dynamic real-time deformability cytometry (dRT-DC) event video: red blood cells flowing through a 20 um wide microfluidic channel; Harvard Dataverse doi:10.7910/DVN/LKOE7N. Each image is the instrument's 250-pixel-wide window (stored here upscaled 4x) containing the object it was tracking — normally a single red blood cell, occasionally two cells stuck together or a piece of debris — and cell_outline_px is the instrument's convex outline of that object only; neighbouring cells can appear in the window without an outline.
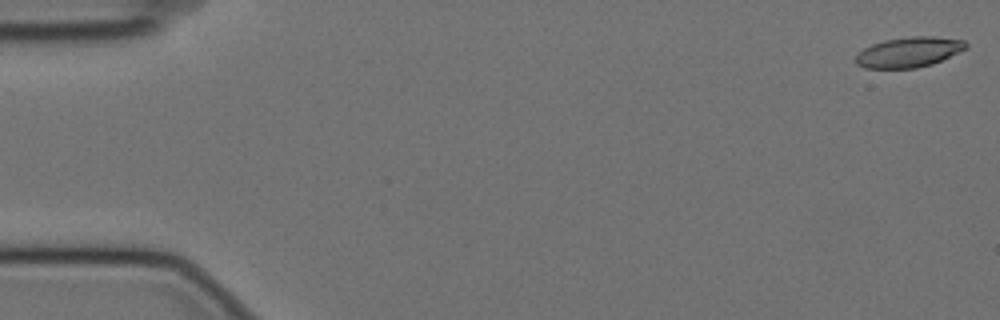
{"species": "Egyptian fruit bat (a non-hibernating species)", "species_latin": "Rousettus aegyptiacus", "temperature_condition": "cold", "stored_images_in_passage": 57, "camera_frame_rate_fps": 3000, "um_per_image_px": 0.085, "animal": {"sex": "female"}, "frame": {"image": 1, "passage_image": 1, "time_ms": 0.0, "image_size_px": [1000, 320], "cell_outline_px": [[968, 48], [932, 64], [916, 68], [864, 68], [856, 64], [856, 56], [864, 48], [872, 44], [884, 40], [908, 36], [932, 36], [964, 40], [968, 44]], "centroid_in_image_um": [77.27, 4.42], "position_along_channel_um": 7.7, "area_um2": 19.42}}
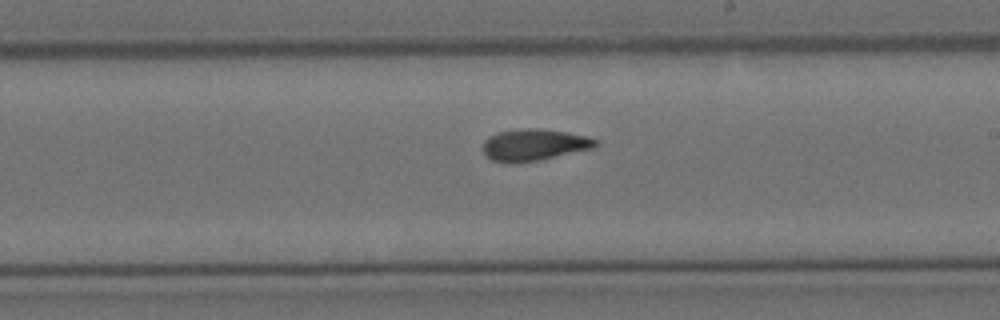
{"frame": {"image": 2, "passage_image": 33, "time_ms": 10.667, "image_size_px": [1000, 320], "cell_outline_px": [[596, 144], [592, 148], [540, 160], [492, 160], [484, 152], [484, 140], [500, 132], [528, 128], [540, 128], [568, 132], [588, 136], [596, 140]], "centroid_in_image_um": [45.47, 12.27], "position_along_channel_um": 243.5, "area_um2": 19.83}}
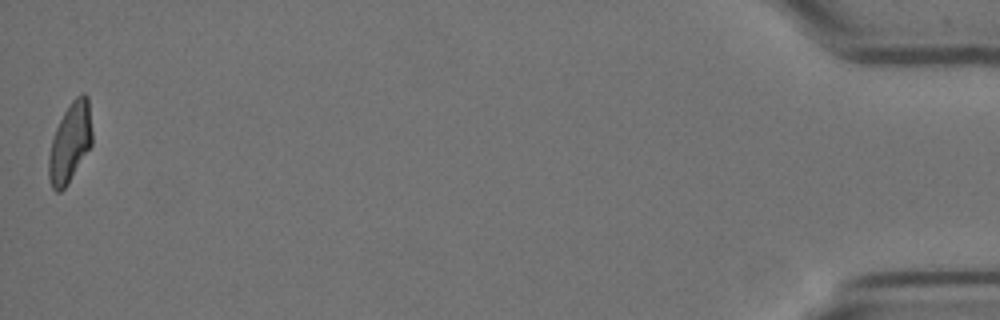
{"frame": {"image": 3, "passage_image": 57, "time_ms": 18.667, "image_size_px": [1000, 320], "cell_outline_px": [[92, 144], [68, 184], [60, 192], [56, 192], [52, 188], [48, 176], [48, 156], [52, 140], [56, 128], [64, 112], [72, 100], [80, 92], [84, 92], [88, 96], [92, 132]], "centroid_in_image_um": [5.96, 12.11], "position_along_channel_um": 429.2, "area_um2": 20.17}, "authors_computed_cell_mechanics": {"area_um2": 20.1722, "velocity_mm_per_s": 3.5149, "shape_relaxation_time_tau1_ms": 10.6082, "shape_relaxation_time_tau2_ms": 2.8182, "deformation_change_tau1": 0.2608, "deformation_change_tau2": 0.0921}}